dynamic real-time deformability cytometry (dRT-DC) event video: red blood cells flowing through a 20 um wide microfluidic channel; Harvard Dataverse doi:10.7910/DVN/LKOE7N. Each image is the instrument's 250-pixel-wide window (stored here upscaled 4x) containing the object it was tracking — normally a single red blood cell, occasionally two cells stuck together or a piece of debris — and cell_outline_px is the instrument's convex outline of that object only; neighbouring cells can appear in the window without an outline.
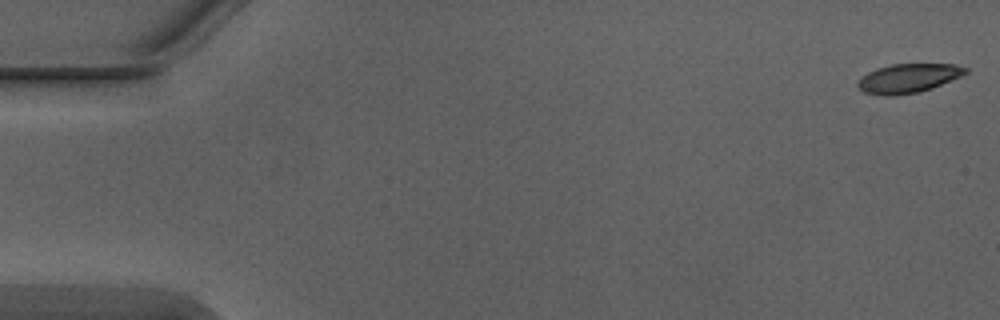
{"species": "Egyptian fruit bat (a non-hibernating species)", "species_latin": "Rousettus aegyptiacus", "temperature_condition": "warm", "stored_images_in_passage": 4, "camera_frame_rate_fps": 3000, "um_per_image_px": 0.085, "animal": {"sex": "male"}, "frame": {"image": 1, "passage_image": 4, "time_ms": 1.0, "image_size_px": [1000, 320], "cell_outline_px": [[968, 72], [960, 76], [932, 88], [916, 92], [892, 96], [884, 96], [864, 92], [856, 84], [856, 80], [868, 72], [876, 68], [892, 64], [956, 64], [968, 68]], "centroid_in_image_um": [77.17, 6.64], "position_along_channel_um": 7.8, "area_um2": 18.21}}